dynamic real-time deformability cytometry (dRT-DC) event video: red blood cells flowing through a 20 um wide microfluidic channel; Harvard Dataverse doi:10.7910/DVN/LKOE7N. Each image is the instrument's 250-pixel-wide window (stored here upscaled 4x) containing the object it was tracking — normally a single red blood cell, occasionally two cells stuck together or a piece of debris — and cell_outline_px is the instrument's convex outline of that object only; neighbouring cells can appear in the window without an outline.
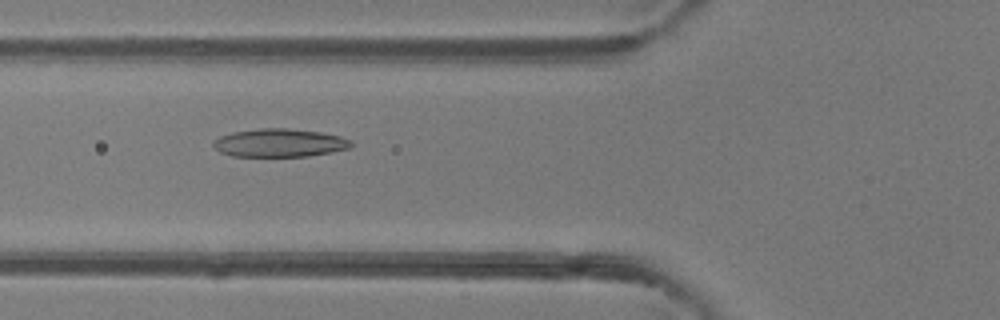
{"species": "common noctule bat (a hibernating species)", "species_latin": "Nyctalus noctula", "temperature_condition": "room temperature", "stored_images_in_passage": 6, "camera_frame_rate_fps": 3000, "um_per_image_px": 0.085, "animal": {"sex": "female"}, "frame": {"image": 1, "passage_image": 4, "time_ms": 3.333, "image_size_px": [1000, 320], "cell_outline_px": [[356, 144], [352, 148], [332, 152], [308, 156], [232, 156], [220, 152], [212, 144], [220, 136], [232, 132], [260, 128], [288, 128], [320, 132], [340, 136], [352, 140]], "centroid_in_image_um": [23.83, 12.14], "position_along_channel_um": 102.0, "area_um2": 22.77}}
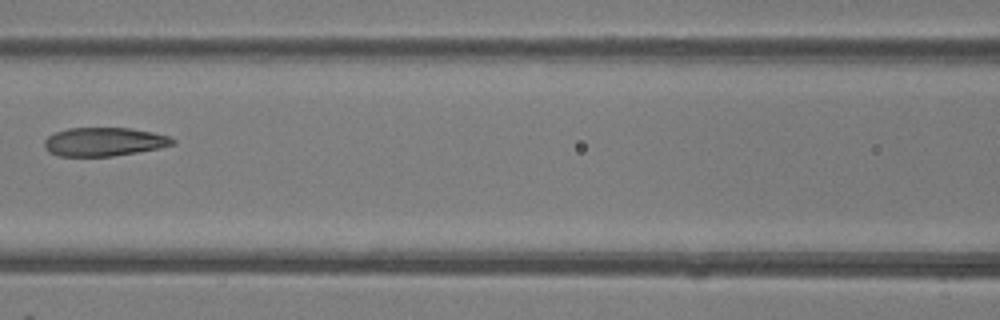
{"frame": {"image": 2, "passage_image": 5, "time_ms": 4.667, "image_size_px": [1000, 320], "cell_outline_px": [[176, 144], [160, 148], [112, 156], [56, 156], [48, 152], [44, 148], [44, 140], [48, 136], [56, 132], [68, 128], [128, 128], [152, 132], [168, 136], [176, 140]], "centroid_in_image_um": [8.83, 12.06], "position_along_channel_um": 157.8, "area_um2": 21.44}}
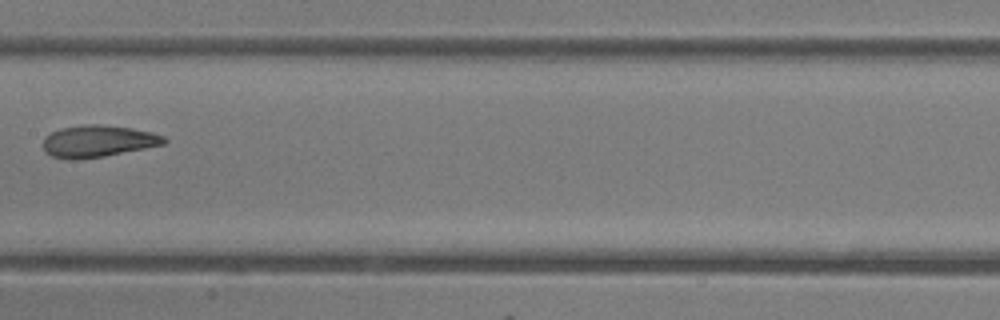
{"frame": {"image": 3, "passage_image": 6, "time_ms": 5.667, "image_size_px": [1000, 320], "cell_outline_px": [[168, 140], [164, 144], [104, 156], [68, 160], [52, 156], [44, 152], [44, 136], [60, 128], [84, 124], [96, 124], [132, 128], [152, 132], [164, 136]], "centroid_in_image_um": [8.31, 11.99], "position_along_channel_um": 199.1, "area_um2": 22.37}}